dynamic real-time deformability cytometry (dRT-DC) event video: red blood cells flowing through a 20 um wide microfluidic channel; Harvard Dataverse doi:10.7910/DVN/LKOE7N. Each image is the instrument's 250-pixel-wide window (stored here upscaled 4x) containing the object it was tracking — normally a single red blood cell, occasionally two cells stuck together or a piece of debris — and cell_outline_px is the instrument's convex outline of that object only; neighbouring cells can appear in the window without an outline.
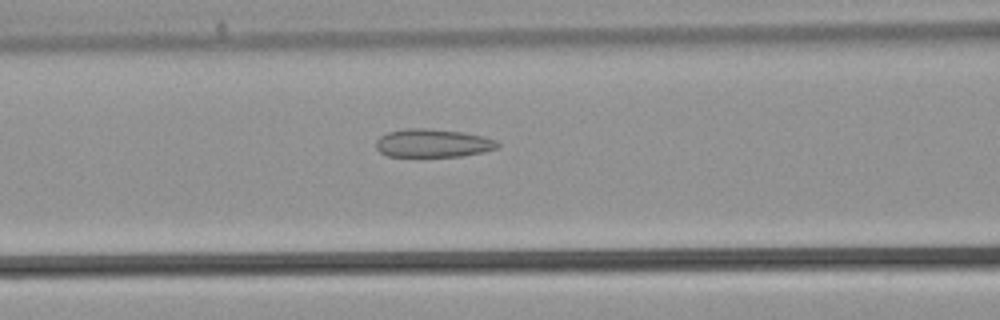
{"species": "common noctule bat (a hibernating species)", "species_latin": "Nyctalus noctula", "temperature_condition": "warm", "stored_images_in_passage": 35, "camera_frame_rate_fps": 3000, "um_per_image_px": 0.085, "animal": {"sex": "male", "body_mass_g": 21.5, "forearm_length_mm": 52.0}, "frame": {"image": 1, "passage_image": 12, "time_ms": 3.667, "image_size_px": [1000, 320], "cell_outline_px": [[500, 144], [496, 148], [484, 152], [464, 156], [388, 156], [380, 152], [376, 148], [376, 140], [380, 136], [388, 132], [404, 128], [428, 128], [464, 132], [484, 136], [496, 140]], "centroid_in_image_um": [36.8, 12.16], "position_along_channel_um": 129.8, "area_um2": 20.17}}
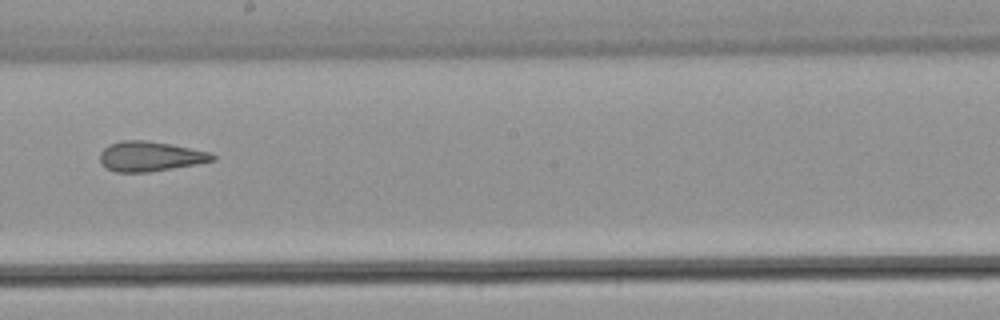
{"frame": {"image": 2, "passage_image": 18, "time_ms": 5.667, "image_size_px": [1000, 320], "cell_outline_px": [[216, 160], [196, 164], [148, 172], [116, 172], [104, 168], [100, 164], [100, 152], [108, 144], [120, 140], [144, 140], [168, 144], [212, 152], [216, 156]], "centroid_in_image_um": [12.73, 13.29], "position_along_channel_um": 235.5, "area_um2": 19.71}}
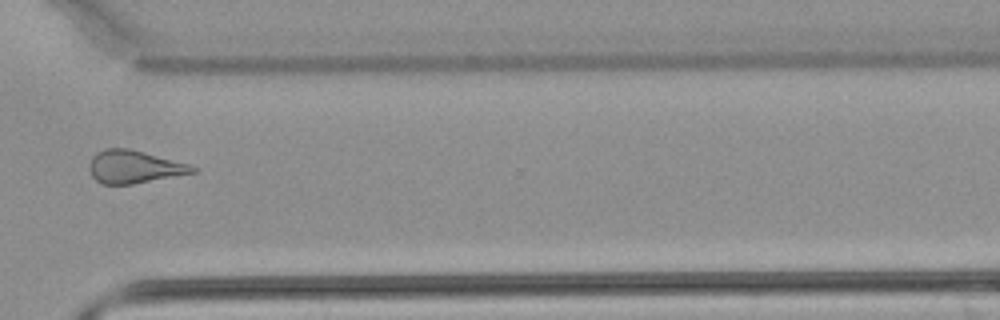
{"frame": {"image": 3, "passage_image": 25, "time_ms": 8.0, "image_size_px": [1000, 320], "cell_outline_px": [[196, 172], [132, 184], [100, 184], [92, 176], [88, 168], [88, 164], [92, 156], [96, 152], [108, 148], [128, 148], [144, 152], [188, 164], [196, 168]], "centroid_in_image_um": [11.33, 14.18], "position_along_channel_um": 359.3, "area_um2": 19.59}}